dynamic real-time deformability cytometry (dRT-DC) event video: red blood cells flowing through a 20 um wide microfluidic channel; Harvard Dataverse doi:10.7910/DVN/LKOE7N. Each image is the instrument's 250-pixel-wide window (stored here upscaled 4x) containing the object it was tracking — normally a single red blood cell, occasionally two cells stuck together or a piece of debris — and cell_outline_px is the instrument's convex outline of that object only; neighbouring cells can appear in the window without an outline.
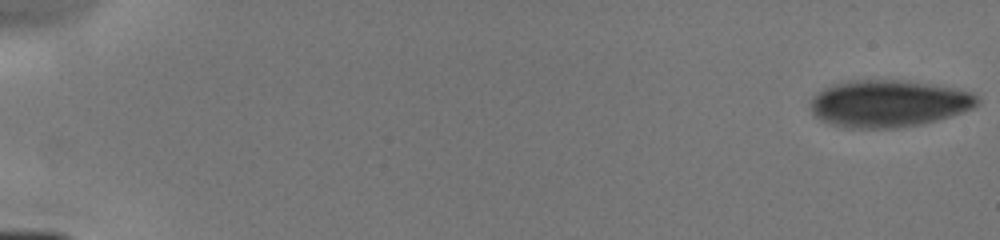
{"species": "human", "species_latin": "Homo sapiens", "temperature_condition": "cold", "stored_images_in_passage": 8, "camera_frame_rate_fps": 3000, "um_per_image_px": 0.085, "donor": {"sex": "male"}, "frame": {"image": 1, "passage_image": 1, "time_ms": 0.0, "image_size_px": [1000, 240], "cell_outline_px": [[980, 104], [964, 112], [952, 116], [924, 124], [896, 128], [844, 128], [828, 124], [820, 120], [812, 112], [812, 100], [820, 92], [836, 84], [856, 80], [900, 80], [952, 88], [972, 92], [980, 100]], "centroid_in_image_um": [75.58, 8.83], "position_along_channel_um": 9.4, "area_um2": 45.43}}
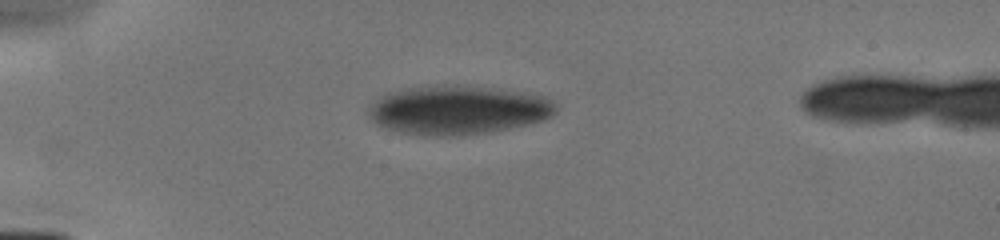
{"frame": {"image": 2, "passage_image": 6, "time_ms": 4.333, "image_size_px": [1000, 240], "cell_outline_px": [[556, 112], [552, 116], [544, 120], [528, 124], [488, 132], [460, 136], [424, 136], [400, 132], [384, 128], [376, 124], [368, 116], [368, 104], [380, 96], [388, 92], [408, 88], [488, 88], [544, 96], [556, 104]], "centroid_in_image_um": [38.87, 9.41], "position_along_channel_um": 46.1, "area_um2": 52.31}}